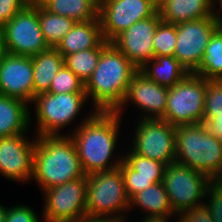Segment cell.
<instances>
[{
  "instance_id": "1",
  "label": "cell",
  "mask_w": 222,
  "mask_h": 222,
  "mask_svg": "<svg viewBox=\"0 0 222 222\" xmlns=\"http://www.w3.org/2000/svg\"><path fill=\"white\" fill-rule=\"evenodd\" d=\"M121 118L117 112L90 110V113L81 119L78 127L73 129L72 133L68 132L86 175L113 170L120 166L123 155L116 159L112 156L119 139Z\"/></svg>"
},
{
  "instance_id": "2",
  "label": "cell",
  "mask_w": 222,
  "mask_h": 222,
  "mask_svg": "<svg viewBox=\"0 0 222 222\" xmlns=\"http://www.w3.org/2000/svg\"><path fill=\"white\" fill-rule=\"evenodd\" d=\"M139 69L111 42L100 54L92 76L85 84L95 111L115 112L122 104L133 76ZM95 107V108H94Z\"/></svg>"
},
{
  "instance_id": "3",
  "label": "cell",
  "mask_w": 222,
  "mask_h": 222,
  "mask_svg": "<svg viewBox=\"0 0 222 222\" xmlns=\"http://www.w3.org/2000/svg\"><path fill=\"white\" fill-rule=\"evenodd\" d=\"M86 176L70 135L37 137L32 180L41 191Z\"/></svg>"
},
{
  "instance_id": "4",
  "label": "cell",
  "mask_w": 222,
  "mask_h": 222,
  "mask_svg": "<svg viewBox=\"0 0 222 222\" xmlns=\"http://www.w3.org/2000/svg\"><path fill=\"white\" fill-rule=\"evenodd\" d=\"M175 161L214 181L222 173V142L204 123L175 127Z\"/></svg>"
},
{
  "instance_id": "5",
  "label": "cell",
  "mask_w": 222,
  "mask_h": 222,
  "mask_svg": "<svg viewBox=\"0 0 222 222\" xmlns=\"http://www.w3.org/2000/svg\"><path fill=\"white\" fill-rule=\"evenodd\" d=\"M86 209L89 218H112L125 222L129 198L120 168L87 175Z\"/></svg>"
},
{
  "instance_id": "6",
  "label": "cell",
  "mask_w": 222,
  "mask_h": 222,
  "mask_svg": "<svg viewBox=\"0 0 222 222\" xmlns=\"http://www.w3.org/2000/svg\"><path fill=\"white\" fill-rule=\"evenodd\" d=\"M88 98L86 93H41L34 97L36 137L43 135H66L60 130L73 123ZM85 103V104H84ZM73 121V122H72Z\"/></svg>"
},
{
  "instance_id": "7",
  "label": "cell",
  "mask_w": 222,
  "mask_h": 222,
  "mask_svg": "<svg viewBox=\"0 0 222 222\" xmlns=\"http://www.w3.org/2000/svg\"><path fill=\"white\" fill-rule=\"evenodd\" d=\"M207 80L189 73L168 88L167 107L161 120L175 127L203 123Z\"/></svg>"
},
{
  "instance_id": "8",
  "label": "cell",
  "mask_w": 222,
  "mask_h": 222,
  "mask_svg": "<svg viewBox=\"0 0 222 222\" xmlns=\"http://www.w3.org/2000/svg\"><path fill=\"white\" fill-rule=\"evenodd\" d=\"M212 182L206 174L176 161L165 167L163 184L177 215L204 204L202 199Z\"/></svg>"
},
{
  "instance_id": "9",
  "label": "cell",
  "mask_w": 222,
  "mask_h": 222,
  "mask_svg": "<svg viewBox=\"0 0 222 222\" xmlns=\"http://www.w3.org/2000/svg\"><path fill=\"white\" fill-rule=\"evenodd\" d=\"M5 52L21 56H35L50 47L44 40L38 5L32 0L1 28Z\"/></svg>"
},
{
  "instance_id": "10",
  "label": "cell",
  "mask_w": 222,
  "mask_h": 222,
  "mask_svg": "<svg viewBox=\"0 0 222 222\" xmlns=\"http://www.w3.org/2000/svg\"><path fill=\"white\" fill-rule=\"evenodd\" d=\"M42 192L44 222H77L87 217V175Z\"/></svg>"
},
{
  "instance_id": "11",
  "label": "cell",
  "mask_w": 222,
  "mask_h": 222,
  "mask_svg": "<svg viewBox=\"0 0 222 222\" xmlns=\"http://www.w3.org/2000/svg\"><path fill=\"white\" fill-rule=\"evenodd\" d=\"M131 148L134 153L166 166L175 162V126L161 119H139Z\"/></svg>"
},
{
  "instance_id": "12",
  "label": "cell",
  "mask_w": 222,
  "mask_h": 222,
  "mask_svg": "<svg viewBox=\"0 0 222 222\" xmlns=\"http://www.w3.org/2000/svg\"><path fill=\"white\" fill-rule=\"evenodd\" d=\"M157 11L158 4L154 0H99L102 36L111 42L135 22L151 17Z\"/></svg>"
},
{
  "instance_id": "13",
  "label": "cell",
  "mask_w": 222,
  "mask_h": 222,
  "mask_svg": "<svg viewBox=\"0 0 222 222\" xmlns=\"http://www.w3.org/2000/svg\"><path fill=\"white\" fill-rule=\"evenodd\" d=\"M218 26L212 16L177 24L174 57L193 73L200 65L205 48Z\"/></svg>"
},
{
  "instance_id": "14",
  "label": "cell",
  "mask_w": 222,
  "mask_h": 222,
  "mask_svg": "<svg viewBox=\"0 0 222 222\" xmlns=\"http://www.w3.org/2000/svg\"><path fill=\"white\" fill-rule=\"evenodd\" d=\"M26 134L0 138V174L12 182L32 180L37 137Z\"/></svg>"
},
{
  "instance_id": "15",
  "label": "cell",
  "mask_w": 222,
  "mask_h": 222,
  "mask_svg": "<svg viewBox=\"0 0 222 222\" xmlns=\"http://www.w3.org/2000/svg\"><path fill=\"white\" fill-rule=\"evenodd\" d=\"M161 21L157 11L153 16L135 22L111 43L139 69L154 58L153 38Z\"/></svg>"
},
{
  "instance_id": "16",
  "label": "cell",
  "mask_w": 222,
  "mask_h": 222,
  "mask_svg": "<svg viewBox=\"0 0 222 222\" xmlns=\"http://www.w3.org/2000/svg\"><path fill=\"white\" fill-rule=\"evenodd\" d=\"M168 88L149 80L138 71L130 81L121 106L115 111L122 117L125 105L132 102L141 111V119H162L167 107Z\"/></svg>"
},
{
  "instance_id": "17",
  "label": "cell",
  "mask_w": 222,
  "mask_h": 222,
  "mask_svg": "<svg viewBox=\"0 0 222 222\" xmlns=\"http://www.w3.org/2000/svg\"><path fill=\"white\" fill-rule=\"evenodd\" d=\"M0 94L32 103L34 84L31 57L5 52L0 61Z\"/></svg>"
},
{
  "instance_id": "18",
  "label": "cell",
  "mask_w": 222,
  "mask_h": 222,
  "mask_svg": "<svg viewBox=\"0 0 222 222\" xmlns=\"http://www.w3.org/2000/svg\"><path fill=\"white\" fill-rule=\"evenodd\" d=\"M128 151L123 156L119 168L124 178L126 195L130 200L140 191L155 183L163 182L166 165L138 155L130 151V148Z\"/></svg>"
},
{
  "instance_id": "19",
  "label": "cell",
  "mask_w": 222,
  "mask_h": 222,
  "mask_svg": "<svg viewBox=\"0 0 222 222\" xmlns=\"http://www.w3.org/2000/svg\"><path fill=\"white\" fill-rule=\"evenodd\" d=\"M30 104L0 94V138L28 133L31 126Z\"/></svg>"
},
{
  "instance_id": "20",
  "label": "cell",
  "mask_w": 222,
  "mask_h": 222,
  "mask_svg": "<svg viewBox=\"0 0 222 222\" xmlns=\"http://www.w3.org/2000/svg\"><path fill=\"white\" fill-rule=\"evenodd\" d=\"M213 0H160L158 12L161 20L180 24L212 16Z\"/></svg>"
},
{
  "instance_id": "21",
  "label": "cell",
  "mask_w": 222,
  "mask_h": 222,
  "mask_svg": "<svg viewBox=\"0 0 222 222\" xmlns=\"http://www.w3.org/2000/svg\"><path fill=\"white\" fill-rule=\"evenodd\" d=\"M104 40L99 18L76 22L72 29L62 38L56 49L62 54L88 50L97 47Z\"/></svg>"
},
{
  "instance_id": "22",
  "label": "cell",
  "mask_w": 222,
  "mask_h": 222,
  "mask_svg": "<svg viewBox=\"0 0 222 222\" xmlns=\"http://www.w3.org/2000/svg\"><path fill=\"white\" fill-rule=\"evenodd\" d=\"M138 207L145 211L144 217H171L177 216L170 204L163 182L155 183L140 191L129 200V209Z\"/></svg>"
},
{
  "instance_id": "23",
  "label": "cell",
  "mask_w": 222,
  "mask_h": 222,
  "mask_svg": "<svg viewBox=\"0 0 222 222\" xmlns=\"http://www.w3.org/2000/svg\"><path fill=\"white\" fill-rule=\"evenodd\" d=\"M139 71L149 80L167 88H171L189 74L174 56L154 57L139 68Z\"/></svg>"
},
{
  "instance_id": "24",
  "label": "cell",
  "mask_w": 222,
  "mask_h": 222,
  "mask_svg": "<svg viewBox=\"0 0 222 222\" xmlns=\"http://www.w3.org/2000/svg\"><path fill=\"white\" fill-rule=\"evenodd\" d=\"M34 97L49 91L53 78L64 65V57L56 48L32 56Z\"/></svg>"
},
{
  "instance_id": "25",
  "label": "cell",
  "mask_w": 222,
  "mask_h": 222,
  "mask_svg": "<svg viewBox=\"0 0 222 222\" xmlns=\"http://www.w3.org/2000/svg\"><path fill=\"white\" fill-rule=\"evenodd\" d=\"M49 12L66 16L75 22L90 21L98 18L99 0H32Z\"/></svg>"
},
{
  "instance_id": "26",
  "label": "cell",
  "mask_w": 222,
  "mask_h": 222,
  "mask_svg": "<svg viewBox=\"0 0 222 222\" xmlns=\"http://www.w3.org/2000/svg\"><path fill=\"white\" fill-rule=\"evenodd\" d=\"M193 74L206 80H222V29L218 28L212 34L202 61Z\"/></svg>"
},
{
  "instance_id": "27",
  "label": "cell",
  "mask_w": 222,
  "mask_h": 222,
  "mask_svg": "<svg viewBox=\"0 0 222 222\" xmlns=\"http://www.w3.org/2000/svg\"><path fill=\"white\" fill-rule=\"evenodd\" d=\"M38 18L44 40L50 48H56L76 23L71 18L53 14L39 5Z\"/></svg>"
},
{
  "instance_id": "28",
  "label": "cell",
  "mask_w": 222,
  "mask_h": 222,
  "mask_svg": "<svg viewBox=\"0 0 222 222\" xmlns=\"http://www.w3.org/2000/svg\"><path fill=\"white\" fill-rule=\"evenodd\" d=\"M103 40L97 47L64 56V65L86 84L97 66L102 49L108 44Z\"/></svg>"
},
{
  "instance_id": "29",
  "label": "cell",
  "mask_w": 222,
  "mask_h": 222,
  "mask_svg": "<svg viewBox=\"0 0 222 222\" xmlns=\"http://www.w3.org/2000/svg\"><path fill=\"white\" fill-rule=\"evenodd\" d=\"M177 42V25L161 21L153 38L154 57L174 56Z\"/></svg>"
},
{
  "instance_id": "30",
  "label": "cell",
  "mask_w": 222,
  "mask_h": 222,
  "mask_svg": "<svg viewBox=\"0 0 222 222\" xmlns=\"http://www.w3.org/2000/svg\"><path fill=\"white\" fill-rule=\"evenodd\" d=\"M48 93H86L85 84L73 71L63 65L53 78Z\"/></svg>"
},
{
  "instance_id": "31",
  "label": "cell",
  "mask_w": 222,
  "mask_h": 222,
  "mask_svg": "<svg viewBox=\"0 0 222 222\" xmlns=\"http://www.w3.org/2000/svg\"><path fill=\"white\" fill-rule=\"evenodd\" d=\"M222 116V80H207L203 119Z\"/></svg>"
},
{
  "instance_id": "32",
  "label": "cell",
  "mask_w": 222,
  "mask_h": 222,
  "mask_svg": "<svg viewBox=\"0 0 222 222\" xmlns=\"http://www.w3.org/2000/svg\"><path fill=\"white\" fill-rule=\"evenodd\" d=\"M205 199L204 204L209 209L213 221L222 222V188L213 181L206 191Z\"/></svg>"
},
{
  "instance_id": "33",
  "label": "cell",
  "mask_w": 222,
  "mask_h": 222,
  "mask_svg": "<svg viewBox=\"0 0 222 222\" xmlns=\"http://www.w3.org/2000/svg\"><path fill=\"white\" fill-rule=\"evenodd\" d=\"M38 214L33 208L25 204H17L15 206L7 207L5 222H40Z\"/></svg>"
},
{
  "instance_id": "34",
  "label": "cell",
  "mask_w": 222,
  "mask_h": 222,
  "mask_svg": "<svg viewBox=\"0 0 222 222\" xmlns=\"http://www.w3.org/2000/svg\"><path fill=\"white\" fill-rule=\"evenodd\" d=\"M31 0H0V29Z\"/></svg>"
},
{
  "instance_id": "35",
  "label": "cell",
  "mask_w": 222,
  "mask_h": 222,
  "mask_svg": "<svg viewBox=\"0 0 222 222\" xmlns=\"http://www.w3.org/2000/svg\"><path fill=\"white\" fill-rule=\"evenodd\" d=\"M177 216L176 222H214L205 204L187 209Z\"/></svg>"
},
{
  "instance_id": "36",
  "label": "cell",
  "mask_w": 222,
  "mask_h": 222,
  "mask_svg": "<svg viewBox=\"0 0 222 222\" xmlns=\"http://www.w3.org/2000/svg\"><path fill=\"white\" fill-rule=\"evenodd\" d=\"M208 131L222 142V116H216L212 119H203Z\"/></svg>"
},
{
  "instance_id": "37",
  "label": "cell",
  "mask_w": 222,
  "mask_h": 222,
  "mask_svg": "<svg viewBox=\"0 0 222 222\" xmlns=\"http://www.w3.org/2000/svg\"><path fill=\"white\" fill-rule=\"evenodd\" d=\"M215 3H217L219 5L218 7H220L219 9H221V11H218V10L215 9V7H216ZM221 12H222V0H219V1L218 0H213L212 17L214 18L218 28H220V29H222V17H221L222 14H221Z\"/></svg>"
},
{
  "instance_id": "38",
  "label": "cell",
  "mask_w": 222,
  "mask_h": 222,
  "mask_svg": "<svg viewBox=\"0 0 222 222\" xmlns=\"http://www.w3.org/2000/svg\"><path fill=\"white\" fill-rule=\"evenodd\" d=\"M77 222H123L117 219H112V218H89L85 217L84 219H81Z\"/></svg>"
},
{
  "instance_id": "39",
  "label": "cell",
  "mask_w": 222,
  "mask_h": 222,
  "mask_svg": "<svg viewBox=\"0 0 222 222\" xmlns=\"http://www.w3.org/2000/svg\"><path fill=\"white\" fill-rule=\"evenodd\" d=\"M142 222H170L171 217H142Z\"/></svg>"
},
{
  "instance_id": "40",
  "label": "cell",
  "mask_w": 222,
  "mask_h": 222,
  "mask_svg": "<svg viewBox=\"0 0 222 222\" xmlns=\"http://www.w3.org/2000/svg\"><path fill=\"white\" fill-rule=\"evenodd\" d=\"M7 206L0 204V222H5Z\"/></svg>"
},
{
  "instance_id": "41",
  "label": "cell",
  "mask_w": 222,
  "mask_h": 222,
  "mask_svg": "<svg viewBox=\"0 0 222 222\" xmlns=\"http://www.w3.org/2000/svg\"><path fill=\"white\" fill-rule=\"evenodd\" d=\"M4 54H5V49H4V43H3V36L0 29V61Z\"/></svg>"
},
{
  "instance_id": "42",
  "label": "cell",
  "mask_w": 222,
  "mask_h": 222,
  "mask_svg": "<svg viewBox=\"0 0 222 222\" xmlns=\"http://www.w3.org/2000/svg\"><path fill=\"white\" fill-rule=\"evenodd\" d=\"M214 182L222 188V173L214 180Z\"/></svg>"
}]
</instances>
